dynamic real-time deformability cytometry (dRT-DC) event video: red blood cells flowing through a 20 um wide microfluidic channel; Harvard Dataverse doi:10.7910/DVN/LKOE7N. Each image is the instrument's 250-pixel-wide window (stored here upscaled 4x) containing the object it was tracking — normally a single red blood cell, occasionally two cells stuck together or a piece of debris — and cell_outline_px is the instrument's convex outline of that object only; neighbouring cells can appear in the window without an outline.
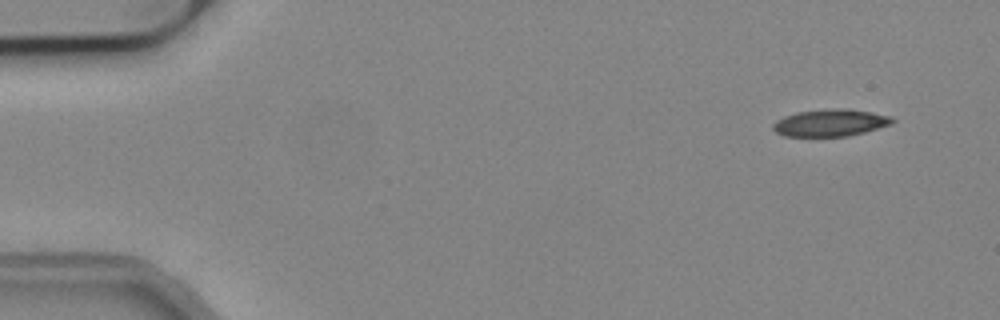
{"species": "common noctule bat (a hibernating species)", "species_latin": "Nyctalus noctula", "temperature_condition": "cold", "stored_images_in_passage": 51, "camera_frame_rate_fps": 3000, "um_per_image_px": 0.085, "animal": {"sex": "male", "body_mass_g": 19.2, "forearm_length_mm": 51.8}, "frame": {"image": 1, "passage_image": 1, "time_ms": 0.0, "image_size_px": [1000, 320], "cell_outline_px": [[896, 120], [892, 124], [864, 132], [848, 136], [784, 136], [776, 132], [772, 128], [772, 124], [776, 120], [784, 116], [796, 112], [828, 108], [848, 108], [872, 112], [892, 116]], "centroid_in_image_um": [70.59, 10.42], "position_along_channel_um": 14.4, "area_um2": 19.07}}
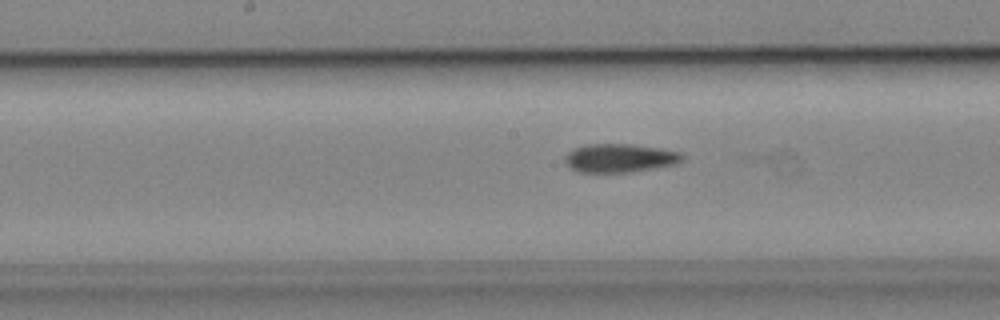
{"frame": {"image": 2, "passage_image": 24, "time_ms": 7.667, "image_size_px": [1000, 320], "cell_outline_px": [[684, 160], [676, 164], [656, 168], [632, 172], [580, 172], [564, 164], [564, 156], [572, 148], [584, 144], [632, 144], [660, 148], [680, 152], [684, 156]], "centroid_in_image_um": [52.67, 13.43], "position_along_channel_um": 195.5, "area_um2": 19.83}}
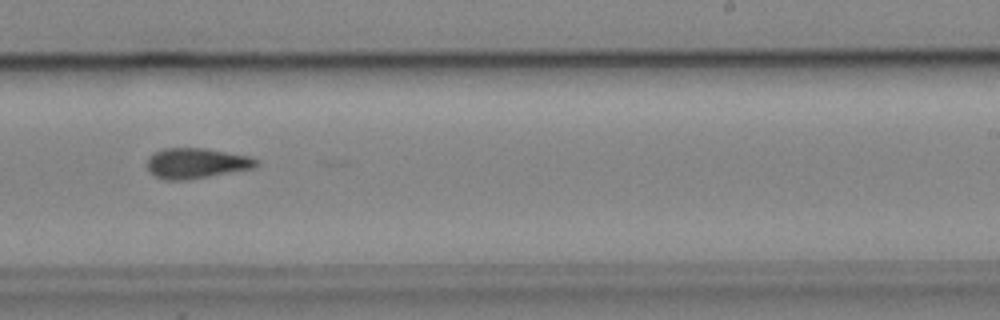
{"frame": {"image": 3, "passage_image": 30, "time_ms": 9.667, "image_size_px": [1000, 320], "cell_outline_px": [[260, 164], [256, 168], [188, 180], [164, 180], [156, 176], [144, 164], [148, 156], [164, 148], [204, 148], [252, 156], [260, 160]], "centroid_in_image_um": [16.74, 13.87], "position_along_channel_um": 272.3, "area_um2": 19.71}}